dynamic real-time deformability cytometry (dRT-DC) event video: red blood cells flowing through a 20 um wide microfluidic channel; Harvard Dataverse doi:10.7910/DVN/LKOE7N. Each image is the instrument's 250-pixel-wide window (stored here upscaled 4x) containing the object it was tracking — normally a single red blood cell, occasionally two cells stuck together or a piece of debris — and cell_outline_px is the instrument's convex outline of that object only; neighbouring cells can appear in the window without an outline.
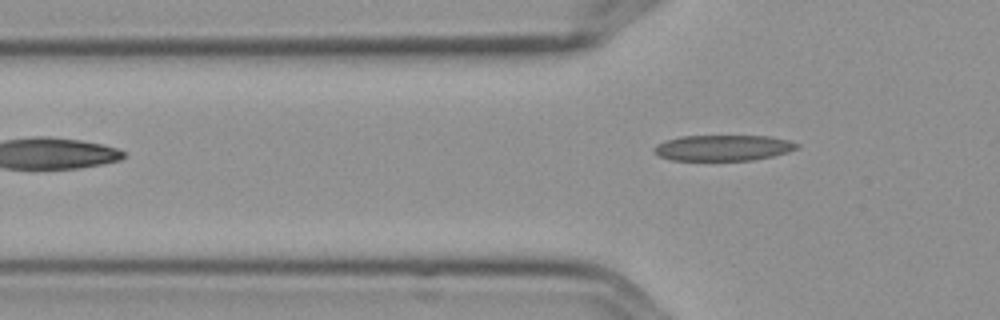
{"species": "Egyptian fruit bat (a non-hibernating species)", "species_latin": "Rousettus aegyptiacus", "temperature_condition": "cold", "stored_images_in_passage": 5, "camera_frame_rate_fps": 3000, "um_per_image_px": 0.085, "frame": {"image": 1, "passage_image": 5, "time_ms": 1.333, "image_size_px": [1000, 320], "cell_outline_px": [[800, 148], [788, 152], [772, 156], [752, 160], [672, 160], [660, 156], [652, 152], [652, 148], [656, 144], [680, 136], [768, 136], [788, 140], [800, 144]], "centroid_in_image_um": [61.47, 12.56], "position_along_channel_um": 64.3, "area_um2": 21.5}}